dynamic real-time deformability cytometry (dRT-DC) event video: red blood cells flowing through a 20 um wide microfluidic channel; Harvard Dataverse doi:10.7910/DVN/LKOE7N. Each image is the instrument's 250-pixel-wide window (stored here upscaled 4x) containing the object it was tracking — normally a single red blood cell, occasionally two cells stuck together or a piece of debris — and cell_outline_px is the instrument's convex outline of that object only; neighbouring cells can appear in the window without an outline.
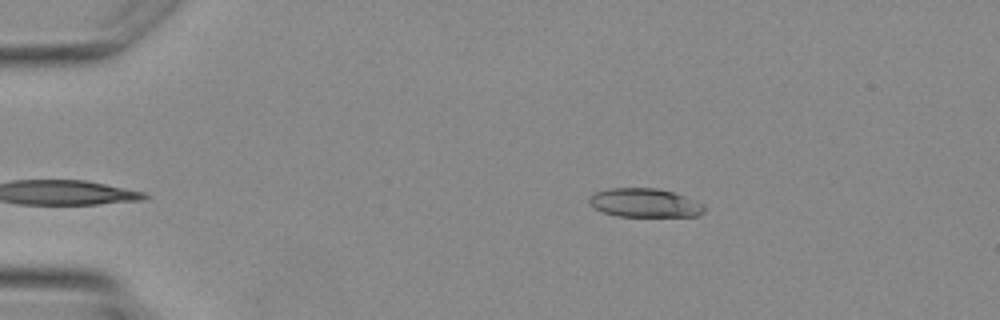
{"species": "Egyptian fruit bat (a non-hibernating species)", "species_latin": "Rousettus aegyptiacus", "temperature_condition": "warm", "stored_images_in_passage": 4, "camera_frame_rate_fps": 3000, "um_per_image_px": 0.085, "animal": {"sex": "female"}, "frame": {"image": 1, "passage_image": 4, "time_ms": 4.333, "image_size_px": [1000, 320], "cell_outline_px": [[704, 212], [696, 216], [616, 216], [604, 212], [596, 208], [588, 200], [588, 196], [596, 192], [608, 188], [656, 188], [672, 192], [684, 196], [704, 204]], "centroid_in_image_um": [54.79, 17.24], "position_along_channel_um": 30.2, "area_um2": 19.13}}